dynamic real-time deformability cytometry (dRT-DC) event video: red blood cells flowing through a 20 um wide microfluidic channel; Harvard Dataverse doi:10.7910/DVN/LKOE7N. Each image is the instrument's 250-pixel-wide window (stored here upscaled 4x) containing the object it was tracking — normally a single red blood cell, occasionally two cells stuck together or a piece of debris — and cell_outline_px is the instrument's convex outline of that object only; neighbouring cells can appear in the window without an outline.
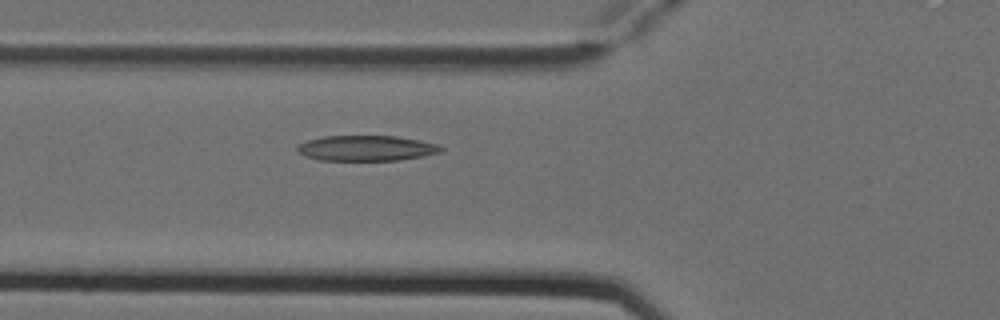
{"species": "Egyptian fruit bat (a non-hibernating species)", "species_latin": "Rousettus aegyptiacus", "temperature_condition": "cold", "stored_images_in_passage": 2, "camera_frame_rate_fps": 3000, "um_per_image_px": 0.085, "animal": {"sex": "female"}, "frame": {"image": 1, "passage_image": 2, "time_ms": 0.333, "image_size_px": [1000, 320], "cell_outline_px": [[444, 148], [440, 152], [424, 156], [400, 160], [320, 160], [304, 156], [296, 148], [296, 144], [308, 140], [324, 136], [396, 136], [420, 140], [440, 144]], "centroid_in_image_um": [31.16, 12.59], "position_along_channel_um": 94.6, "area_um2": 21.39}}